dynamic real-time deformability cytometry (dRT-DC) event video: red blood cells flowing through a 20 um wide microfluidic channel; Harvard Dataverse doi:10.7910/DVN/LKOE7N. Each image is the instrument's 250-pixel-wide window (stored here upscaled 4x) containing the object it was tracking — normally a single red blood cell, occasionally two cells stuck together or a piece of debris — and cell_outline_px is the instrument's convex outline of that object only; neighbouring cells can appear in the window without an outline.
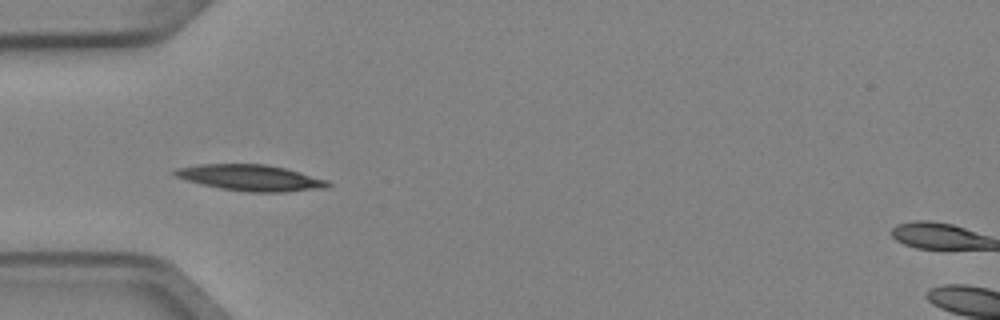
{"species": "Egyptian fruit bat (a non-hibernating species)", "species_latin": "Rousettus aegyptiacus", "temperature_condition": "cold", "stored_images_in_passage": 6, "camera_frame_rate_fps": 3000, "um_per_image_px": 0.085, "animal": {"sex": "female"}, "frame": {"image": 1, "passage_image": 5, "time_ms": 1.333, "image_size_px": [1000, 320], "cell_outline_px": [[332, 184], [328, 188], [284, 192], [248, 192], [220, 188], [188, 180], [176, 176], [172, 172], [176, 168], [200, 164], [264, 164], [284, 168], [300, 172], [328, 180]], "centroid_in_image_um": [21.36, 15.11], "position_along_channel_um": 63.6, "area_um2": 23.12}}
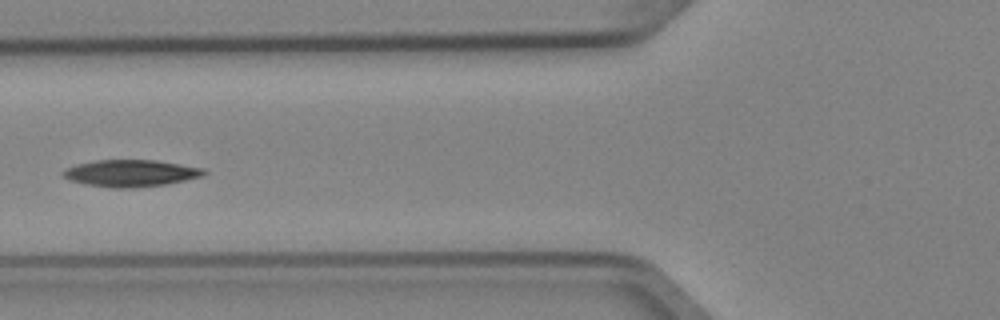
{"frame": {"image": 2, "passage_image": 6, "time_ms": 1.667, "image_size_px": [1000, 320], "cell_outline_px": [[208, 172], [204, 176], [164, 184], [132, 188], [112, 188], [84, 184], [72, 180], [64, 176], [60, 172], [64, 168], [76, 164], [96, 160], [156, 160], [204, 168]], "centroid_in_image_um": [11.1, 14.71], "position_along_channel_um": 114.7, "area_um2": 22.08}}